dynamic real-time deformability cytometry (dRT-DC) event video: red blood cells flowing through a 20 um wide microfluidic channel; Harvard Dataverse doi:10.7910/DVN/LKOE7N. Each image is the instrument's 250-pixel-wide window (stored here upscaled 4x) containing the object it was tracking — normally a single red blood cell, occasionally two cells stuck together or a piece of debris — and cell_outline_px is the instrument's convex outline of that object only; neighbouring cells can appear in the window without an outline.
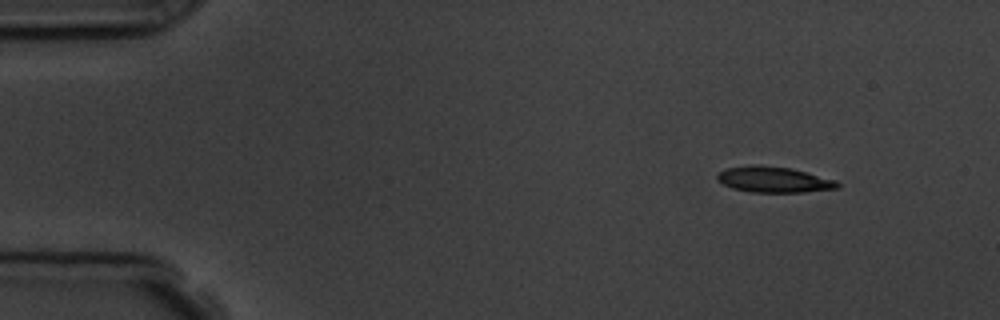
{"species": "common noctule bat (a hibernating species)", "species_latin": "Nyctalus noctula", "temperature_condition": "room temperature", "stored_images_in_passage": 3, "camera_frame_rate_fps": 3000, "um_per_image_px": 0.085, "animal": {"sex": "male", "body_mass_g": 19.5, "forearm_length_mm": 54.6}, "frame": {"image": 1, "passage_image": 1, "time_ms": 0.0, "image_size_px": [1000, 320], "cell_outline_px": [[840, 188], [804, 192], [752, 192], [732, 188], [724, 184], [716, 176], [720, 172], [728, 168], [752, 164], [760, 164], [792, 168], [836, 180], [840, 184]], "centroid_in_image_um": [65.82, 15.25], "position_along_channel_um": 19.2, "area_um2": 18.09}}
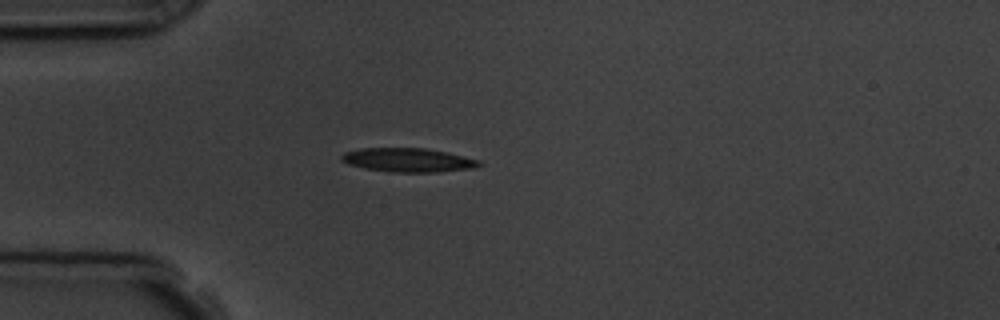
{"frame": {"image": 2, "passage_image": 3, "time_ms": 3.0, "image_size_px": [1000, 320], "cell_outline_px": [[484, 164], [472, 168], [436, 172], [392, 172], [364, 168], [348, 164], [340, 160], [340, 156], [344, 152], [360, 148], [424, 148], [444, 152], [480, 160]], "centroid_in_image_um": [34.64, 13.6], "position_along_channel_um": 50.4, "area_um2": 19.07}}